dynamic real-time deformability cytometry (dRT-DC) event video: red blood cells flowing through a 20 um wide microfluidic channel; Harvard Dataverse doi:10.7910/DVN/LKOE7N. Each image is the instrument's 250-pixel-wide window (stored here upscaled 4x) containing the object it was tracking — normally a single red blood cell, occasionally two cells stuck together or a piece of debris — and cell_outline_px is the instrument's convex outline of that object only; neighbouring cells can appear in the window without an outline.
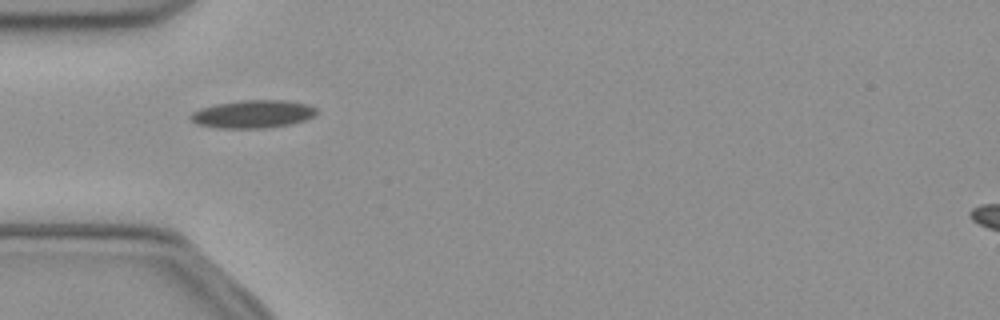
{"species": "common noctule bat (a hibernating species)", "species_latin": "Nyctalus noctula", "temperature_condition": "cold", "stored_images_in_passage": 32, "camera_frame_rate_fps": 3000, "um_per_image_px": 0.085, "animal": {"sex": "female", "body_mass_g": 21.9}, "frame": {"image": 1, "passage_image": 1, "time_ms": 0.0, "image_size_px": [1000, 320], "cell_outline_px": [[316, 112], [312, 116], [304, 120], [288, 124], [264, 128], [216, 128], [196, 124], [188, 116], [192, 112], [200, 108], [216, 104], [240, 100], [288, 100], [308, 104], [316, 108]], "centroid_in_image_um": [21.45, 9.69], "position_along_channel_um": 63.6, "area_um2": 20.46}}
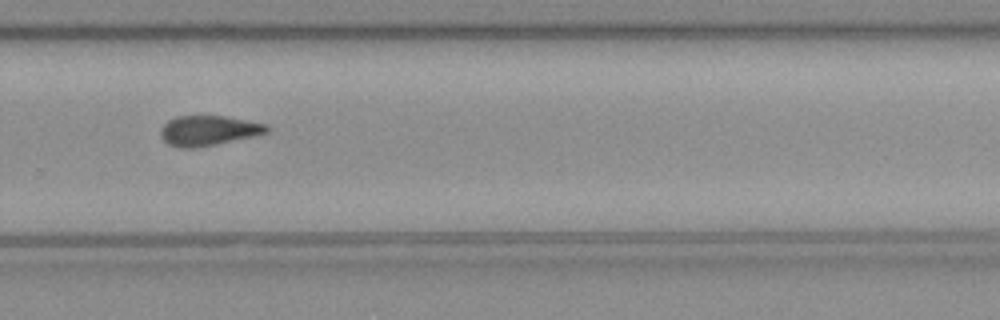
{"frame": {"image": 2, "passage_image": 20, "time_ms": 6.333, "image_size_px": [1000, 320], "cell_outline_px": [[268, 132], [256, 136], [216, 144], [192, 148], [180, 148], [168, 144], [160, 136], [160, 128], [168, 120], [176, 116], [224, 116], [264, 124], [268, 128]], "centroid_in_image_um": [17.67, 11.1], "position_along_channel_um": 312.1, "area_um2": 18.44}}
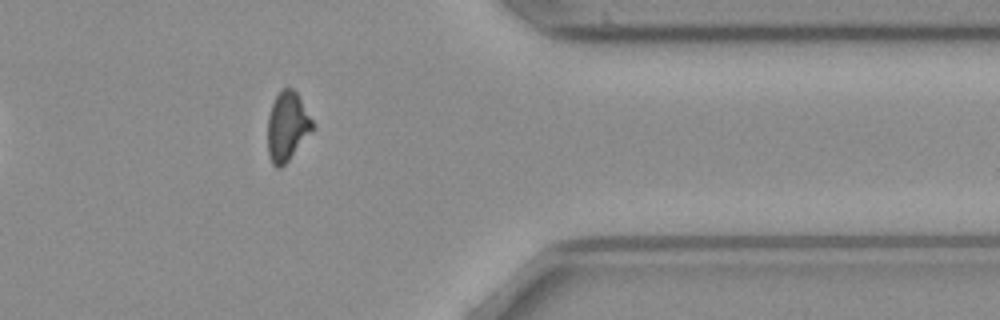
{"frame": {"image": 3, "passage_image": 27, "time_ms": 8.667, "image_size_px": [1000, 320], "cell_outline_px": [[316, 128], [288, 160], [280, 168], [276, 168], [272, 164], [268, 156], [268, 116], [272, 104], [276, 96], [284, 88], [292, 88], [296, 92], [312, 120]], "centroid_in_image_um": [24.42, 10.78], "position_along_channel_um": 387.0, "area_um2": 17.98}, "authors_computed_cell_mechanics": {"area_um2": 19.1607, "velocity_mm_per_s": 3.9348, "shape_relaxation_time_tau1_ms": null, "shape_relaxation_time_tau2_ms": 10.0376, "deformation_change_tau1": null, "deformation_change_tau2": 0.1784}}